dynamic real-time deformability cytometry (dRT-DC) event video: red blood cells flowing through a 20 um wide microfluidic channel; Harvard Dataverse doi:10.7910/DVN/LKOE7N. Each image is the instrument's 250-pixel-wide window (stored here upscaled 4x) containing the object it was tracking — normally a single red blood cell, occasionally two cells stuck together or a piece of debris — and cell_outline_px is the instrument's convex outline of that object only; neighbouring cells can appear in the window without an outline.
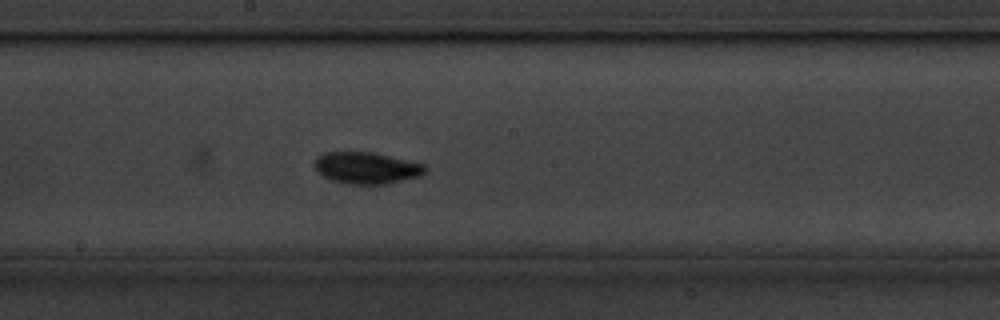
{"species": "common noctule bat (a hibernating species)", "species_latin": "Nyctalus noctula", "temperature_condition": "cold", "stored_images_in_passage": 39, "camera_frame_rate_fps": 3000, "um_per_image_px": 0.085, "animal": {"sex": "male", "body_mass_g": 20.1, "forearm_length_mm": 53.5}, "frame": {"image": 1, "passage_image": 13, "time_ms": 4.0, "image_size_px": [1000, 320], "cell_outline_px": [[428, 168], [420, 176], [384, 184], [348, 184], [332, 180], [316, 172], [316, 156], [324, 152], [372, 152], [424, 164]], "centroid_in_image_um": [31.14, 14.27], "position_along_channel_um": 217.1, "area_um2": 20.23}}
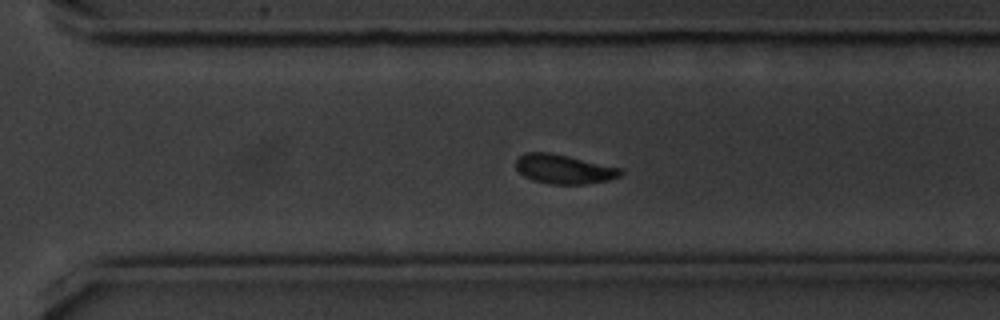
{"frame": {"image": 2, "passage_image": 22, "time_ms": 7.0, "image_size_px": [1000, 320], "cell_outline_px": [[624, 172], [620, 176], [608, 180], [584, 184], [552, 184], [532, 180], [524, 176], [516, 168], [516, 160], [524, 152], [548, 152], [568, 156], [624, 168]], "centroid_in_image_um": [47.96, 14.37], "position_along_channel_um": 322.6, "area_um2": 17.92}}
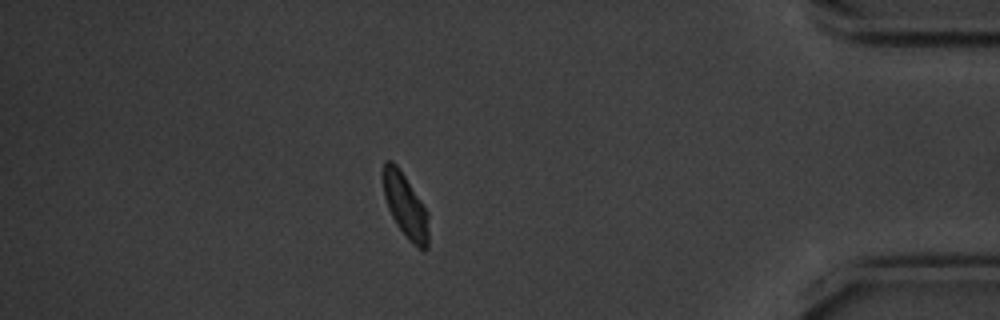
{"frame": {"image": 3, "passage_image": 32, "time_ms": 10.333, "image_size_px": [1000, 320], "cell_outline_px": [[428, 248], [424, 252], [408, 240], [396, 224], [388, 208], [384, 196], [384, 160], [392, 160], [396, 164], [428, 212]], "centroid_in_image_um": [34.47, 17.54], "position_along_channel_um": 400.7, "area_um2": 16.7}}